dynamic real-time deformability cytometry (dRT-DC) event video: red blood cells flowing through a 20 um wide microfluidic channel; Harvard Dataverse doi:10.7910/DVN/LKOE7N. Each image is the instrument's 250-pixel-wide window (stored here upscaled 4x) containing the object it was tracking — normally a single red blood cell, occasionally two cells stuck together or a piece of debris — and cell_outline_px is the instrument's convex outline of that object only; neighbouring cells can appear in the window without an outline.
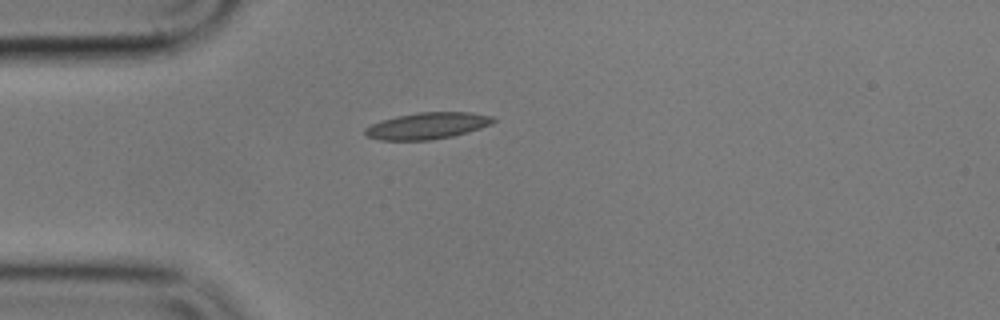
{"species": "common noctule bat (a hibernating species)", "species_latin": "Nyctalus noctula", "temperature_condition": "cold", "stored_images_in_passage": 42, "camera_frame_rate_fps": 3000, "um_per_image_px": 0.085, "animal": {"sex": "male", "body_mass_g": 17.9}, "frame": {"image": 1, "passage_image": 1, "time_ms": 0.0, "image_size_px": [1000, 320], "cell_outline_px": [[496, 120], [492, 124], [468, 132], [452, 136], [432, 140], [380, 140], [364, 136], [364, 128], [380, 120], [416, 112], [472, 112], [492, 116]], "centroid_in_image_um": [36.3, 10.69], "position_along_channel_um": 48.7, "area_um2": 20.0}}
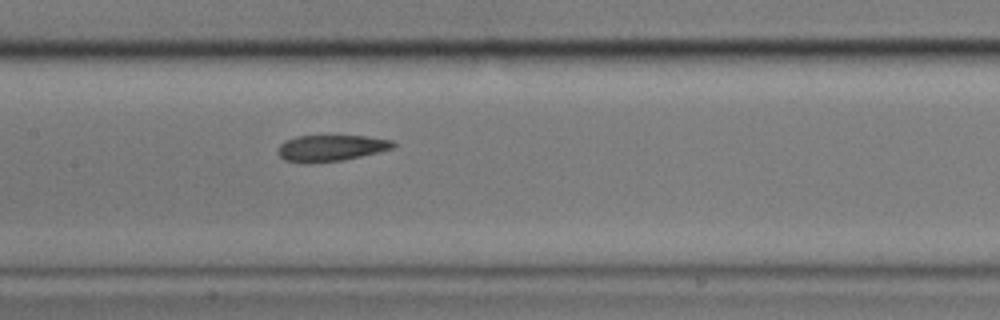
{"frame": {"image": 2, "passage_image": 13, "time_ms": 4.0, "image_size_px": [1000, 320], "cell_outline_px": [[396, 144], [392, 148], [344, 160], [308, 164], [304, 164], [284, 160], [276, 152], [280, 144], [284, 140], [296, 136], [364, 136], [392, 140]], "centroid_in_image_um": [28.05, 12.59], "position_along_channel_um": 179.4, "area_um2": 17.74}}
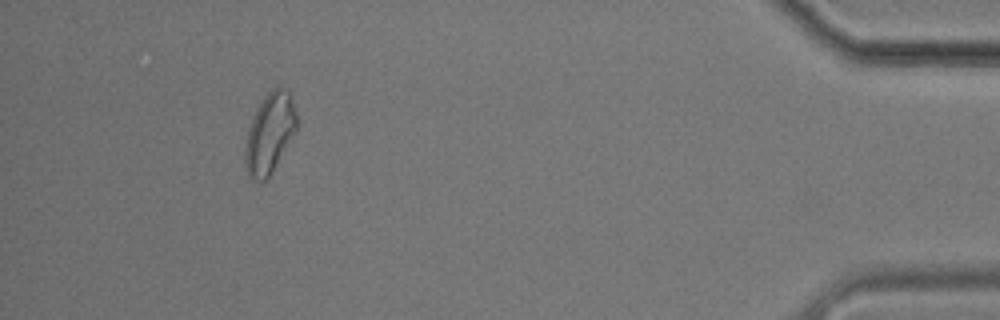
{"frame": {"image": 3, "passage_image": 38, "time_ms": 12.333, "image_size_px": [1000, 320], "cell_outline_px": [[296, 132], [264, 184], [260, 184], [248, 176], [244, 164], [244, 148], [248, 128], [256, 108], [264, 96], [272, 88], [280, 84], [292, 96], [296, 112]], "centroid_in_image_um": [22.9, 11.34], "position_along_channel_um": 412.3, "area_um2": 24.57}, "authors_computed_cell_mechanics": {"area_um2": 19.5075, "velocity_mm_per_s": 3.5386, "shape_relaxation_time_tau1_ms": null, "shape_relaxation_time_tau2_ms": 2.3471, "deformation_change_tau1": null, "deformation_change_tau2": 0.0929}}